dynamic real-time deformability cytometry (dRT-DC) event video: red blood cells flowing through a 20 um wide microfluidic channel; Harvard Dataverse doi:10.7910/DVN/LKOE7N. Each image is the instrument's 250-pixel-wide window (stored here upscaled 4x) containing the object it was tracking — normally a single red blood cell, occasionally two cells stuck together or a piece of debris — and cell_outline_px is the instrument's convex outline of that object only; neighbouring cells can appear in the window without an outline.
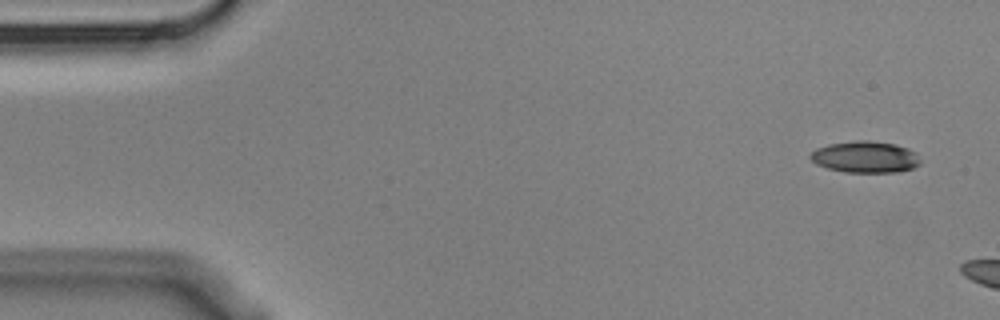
{"species": "Egyptian fruit bat (a non-hibernating species)", "species_latin": "Rousettus aegyptiacus", "temperature_condition": "cold", "stored_images_in_passage": 3, "camera_frame_rate_fps": 3000, "um_per_image_px": 0.085, "animal": {"sex": "male"}, "frame": {"image": 1, "passage_image": 1, "time_ms": 0.0, "image_size_px": [1000, 320], "cell_outline_px": [[920, 164], [912, 168], [896, 172], [844, 172], [828, 168], [816, 164], [808, 156], [816, 148], [828, 144], [856, 140], [868, 140], [896, 144], [908, 148], [916, 152], [920, 160]], "centroid_in_image_um": [73.54, 13.33], "position_along_channel_um": 11.5, "area_um2": 20.29}}